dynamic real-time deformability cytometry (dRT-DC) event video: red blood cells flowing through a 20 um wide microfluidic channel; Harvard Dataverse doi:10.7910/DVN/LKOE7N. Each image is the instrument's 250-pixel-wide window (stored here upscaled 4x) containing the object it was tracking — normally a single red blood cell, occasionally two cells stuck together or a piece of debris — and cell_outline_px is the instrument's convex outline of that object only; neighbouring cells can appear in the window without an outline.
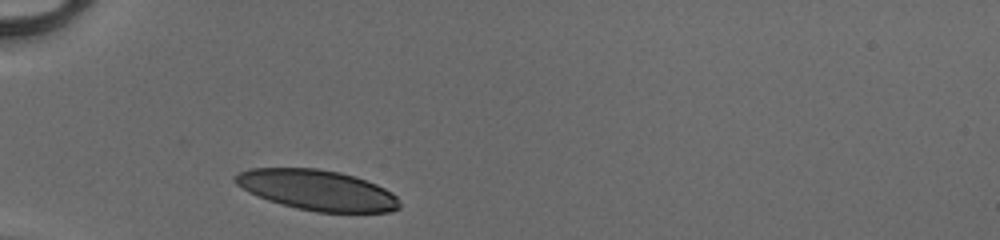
{"species": "human", "species_latin": "Homo sapiens", "temperature_condition": "cold", "stored_images_in_passage": 27, "camera_frame_rate_fps": 3000, "um_per_image_px": 0.085, "donor": {"sex": "male"}, "frame": {"image": 1, "passage_image": 1, "time_ms": 0.0, "image_size_px": [1000, 240], "cell_outline_px": [[400, 208], [388, 212], [316, 212], [296, 208], [280, 204], [268, 200], [248, 192], [236, 184], [236, 176], [240, 172], [252, 168], [316, 168], [340, 172], [356, 176], [376, 184], [392, 192], [396, 196], [400, 204]], "centroid_in_image_um": [26.99, 16.16], "position_along_channel_um": 58.0, "area_um2": 38.61}}
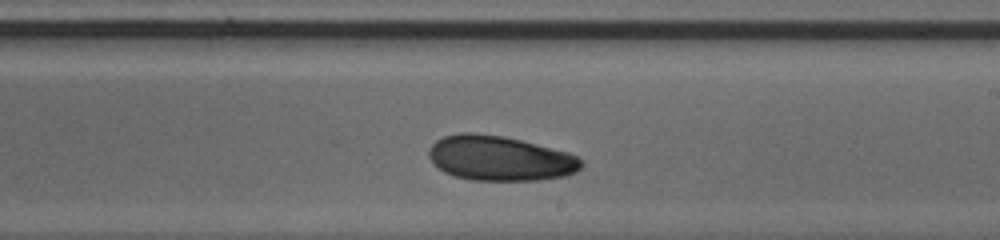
{"frame": {"image": 2, "passage_image": 16, "time_ms": 5.0, "image_size_px": [1000, 240], "cell_outline_px": [[584, 164], [576, 172], [564, 176], [536, 180], [472, 180], [456, 176], [444, 172], [428, 156], [428, 148], [436, 140], [444, 136], [460, 132], [472, 132], [504, 136], [568, 152], [576, 156]], "centroid_in_image_um": [42.48, 13.44], "position_along_channel_um": 246.5, "area_um2": 39.71}}
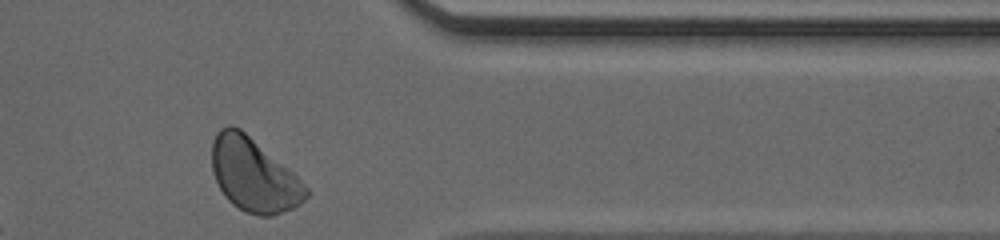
{"frame": {"image": 3, "passage_image": 27, "time_ms": 8.667, "image_size_px": [1000, 240], "cell_outline_px": [[308, 196], [300, 204], [292, 208], [272, 216], [256, 216], [244, 212], [232, 204], [228, 200], [220, 188], [216, 180], [212, 168], [212, 140], [216, 132], [220, 128], [228, 124], [232, 124], [240, 128], [292, 172], [308, 188]], "centroid_in_image_um": [21.53, 14.88], "position_along_channel_um": 389.9, "area_um2": 40.06}, "authors_computed_cell_mechanics": {"area_um2": 39.7086, "velocity_mm_per_s": 4.1126, "shape_relaxation_time_tau1_ms": 4.7233, "shape_relaxation_time_tau2_ms": null, "deformation_change_tau1": 0.1173, "deformation_change_tau2": null}}